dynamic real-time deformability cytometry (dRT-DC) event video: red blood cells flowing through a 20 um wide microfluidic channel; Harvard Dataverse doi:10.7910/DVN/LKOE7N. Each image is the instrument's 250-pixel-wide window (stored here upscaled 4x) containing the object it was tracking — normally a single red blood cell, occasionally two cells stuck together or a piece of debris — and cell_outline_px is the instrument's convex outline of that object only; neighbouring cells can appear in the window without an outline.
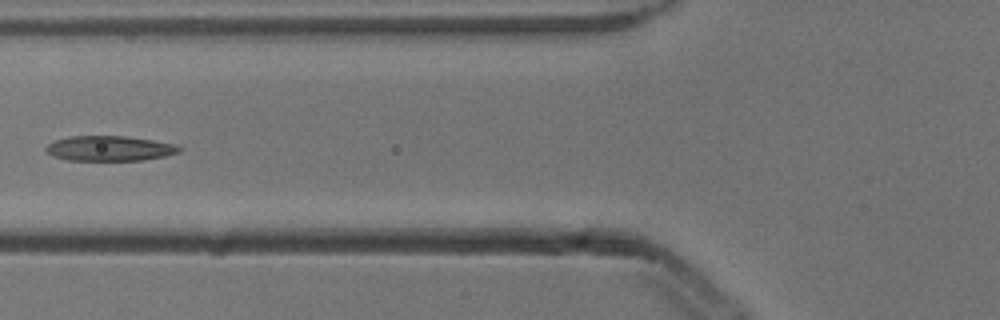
{"species": "common noctule bat (a hibernating species)", "species_latin": "Nyctalus noctula", "temperature_condition": "cold", "stored_images_in_passage": 5, "camera_frame_rate_fps": 3000, "um_per_image_px": 0.085, "animal": {"sex": "male", "body_mass_g": 13.3}, "frame": {"image": 1, "passage_image": 4, "time_ms": 1.0, "image_size_px": [1000, 320], "cell_outline_px": [[184, 148], [180, 152], [164, 156], [144, 160], [68, 160], [52, 156], [44, 148], [48, 144], [56, 140], [68, 136], [124, 136], [152, 140], [176, 144]], "centroid_in_image_um": [9.33, 12.61], "position_along_channel_um": 116.5, "area_um2": 19.48}}
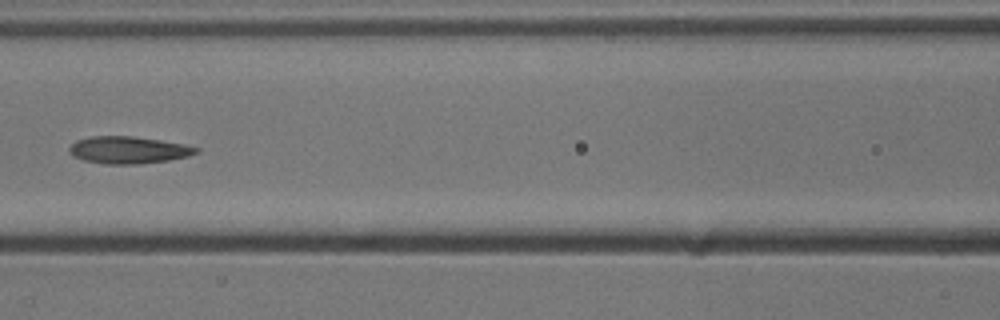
{"frame": {"image": 2, "passage_image": 5, "time_ms": 1.333, "image_size_px": [1000, 320], "cell_outline_px": [[200, 152], [188, 156], [168, 160], [140, 164], [104, 164], [84, 160], [72, 156], [68, 152], [68, 148], [76, 140], [92, 136], [132, 136], [160, 140], [184, 144], [200, 148]], "centroid_in_image_um": [10.91, 12.75], "position_along_channel_um": 155.7, "area_um2": 20.17}}